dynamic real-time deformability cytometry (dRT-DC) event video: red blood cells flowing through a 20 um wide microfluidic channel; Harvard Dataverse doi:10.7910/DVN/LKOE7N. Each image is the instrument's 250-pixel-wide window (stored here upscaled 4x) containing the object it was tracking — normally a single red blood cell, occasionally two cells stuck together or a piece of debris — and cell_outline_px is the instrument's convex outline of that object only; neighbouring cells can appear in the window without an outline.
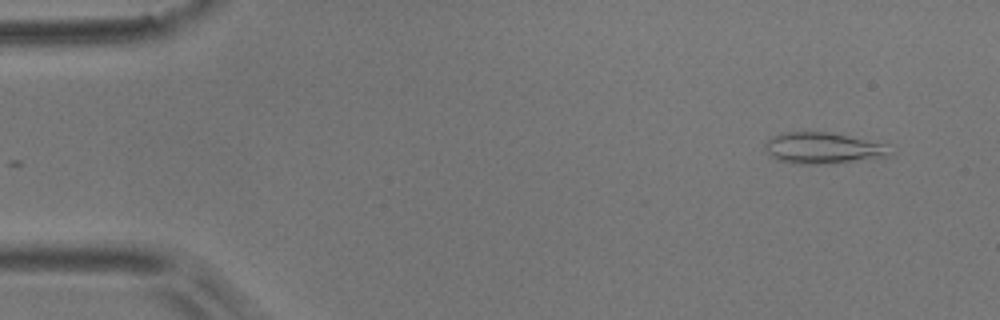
{"species": "common noctule bat (a hibernating species)", "species_latin": "Nyctalus noctula", "temperature_condition": "room temperature", "stored_images_in_passage": 4, "camera_frame_rate_fps": 3000, "um_per_image_px": 0.085, "animal": {"sex": "male", "body_mass_g": 17.9}, "frame": {"image": 1, "passage_image": 1, "time_ms": 0.0, "image_size_px": [1000, 320], "cell_outline_px": [[892, 156], [820, 164], [796, 164], [776, 160], [764, 148], [764, 144], [772, 136], [780, 132], [828, 132], [884, 144]], "centroid_in_image_um": [69.85, 12.59], "position_along_channel_um": 15.1, "area_um2": 22.31}}